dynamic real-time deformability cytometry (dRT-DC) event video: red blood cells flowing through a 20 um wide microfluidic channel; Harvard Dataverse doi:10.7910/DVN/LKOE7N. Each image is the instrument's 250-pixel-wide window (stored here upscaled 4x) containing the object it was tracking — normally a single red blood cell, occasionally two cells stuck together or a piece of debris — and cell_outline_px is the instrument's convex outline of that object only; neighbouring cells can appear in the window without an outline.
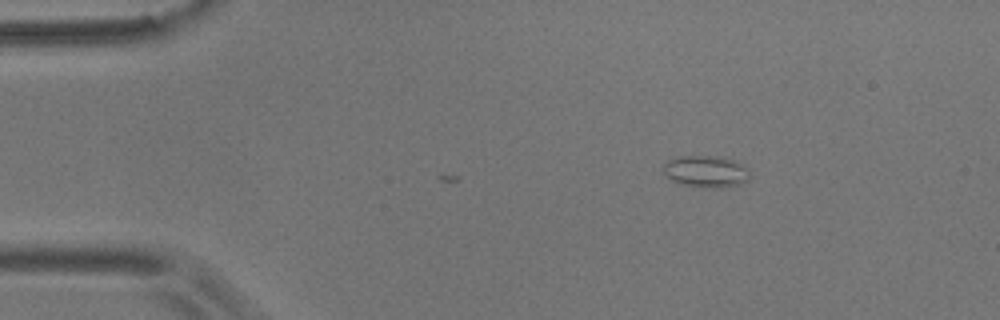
{"species": "common noctule bat (a hibernating species)", "species_latin": "Nyctalus noctula", "temperature_condition": "room temperature", "stored_images_in_passage": 4, "camera_frame_rate_fps": 3000, "um_per_image_px": 0.085, "animal": {"sex": "male", "body_mass_g": 17.9}, "frame": {"image": 1, "passage_image": 1, "time_ms": 0.0, "image_size_px": [1000, 320], "cell_outline_px": [[748, 180], [740, 184], [720, 188], [704, 188], [680, 184], [672, 180], [664, 172], [664, 164], [668, 160], [676, 156], [724, 156], [744, 164], [748, 168]], "centroid_in_image_um": [60.03, 14.57], "position_along_channel_um": 25.0, "area_um2": 16.24}}